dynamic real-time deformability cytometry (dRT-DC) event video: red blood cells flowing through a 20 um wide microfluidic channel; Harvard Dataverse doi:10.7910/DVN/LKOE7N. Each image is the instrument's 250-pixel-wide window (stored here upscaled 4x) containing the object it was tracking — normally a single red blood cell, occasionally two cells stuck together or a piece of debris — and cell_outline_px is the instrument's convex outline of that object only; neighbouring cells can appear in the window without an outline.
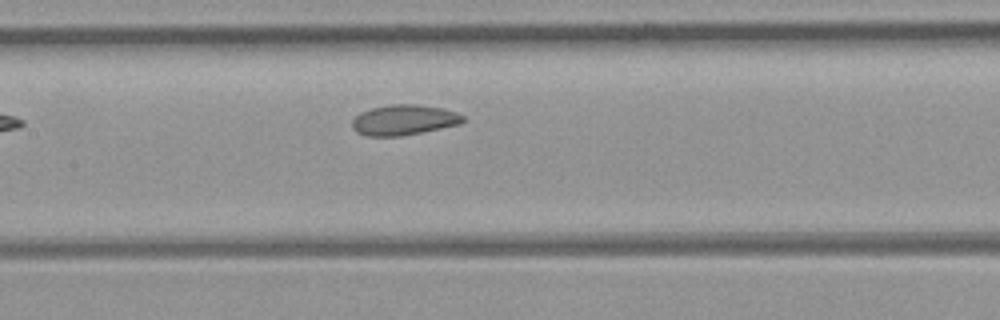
{"species": "common noctule bat (a hibernating species)", "species_latin": "Nyctalus noctula", "temperature_condition": "room temperature", "stored_images_in_passage": 9, "camera_frame_rate_fps": 3000, "um_per_image_px": 0.085, "animal": {"sex": "female", "body_mass_g": 21.9}, "frame": {"image": 1, "passage_image": 9, "time_ms": 2.667, "image_size_px": [1000, 320], "cell_outline_px": [[464, 120], [460, 124], [400, 136], [368, 136], [356, 132], [352, 128], [352, 120], [360, 112], [372, 108], [388, 104], [416, 104], [444, 108], [456, 112], [464, 116]], "centroid_in_image_um": [34.31, 10.18], "position_along_channel_um": 173.1, "area_um2": 19.59}}